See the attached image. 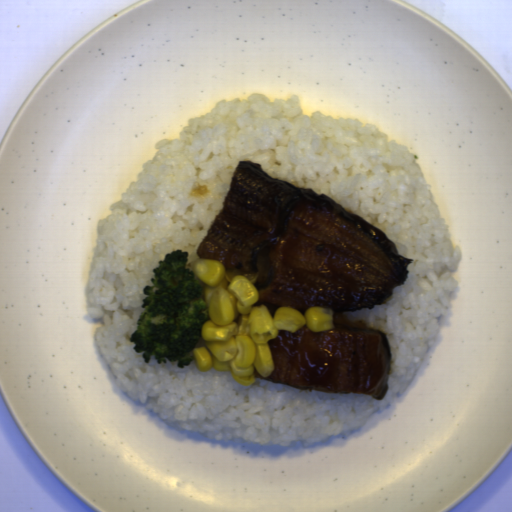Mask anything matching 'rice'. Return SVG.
I'll return each instance as SVG.
<instances>
[{"mask_svg":"<svg viewBox=\"0 0 512 512\" xmlns=\"http://www.w3.org/2000/svg\"><path fill=\"white\" fill-rule=\"evenodd\" d=\"M299 95L254 92L217 102L189 117L177 138L154 144L113 211L100 218L92 248L85 303L97 348L119 389L171 426L220 442L308 447L350 436L393 405L409 388L439 334V320L458 288L452 276L462 250L406 145L358 117L303 113ZM364 125V126H363ZM260 163L272 178L325 193L361 215L414 259L404 285L375 308L335 313L334 322L381 329L393 367L381 401L362 394L301 390L256 379L237 383L230 372L199 371L194 359L145 364L129 342L151 272L176 248L195 249L225 200L238 161ZM192 356V350L190 351Z\"/></svg>","mask_w":512,"mask_h":512,"instance_id":"652b925c","label":"rice"}]
</instances>
